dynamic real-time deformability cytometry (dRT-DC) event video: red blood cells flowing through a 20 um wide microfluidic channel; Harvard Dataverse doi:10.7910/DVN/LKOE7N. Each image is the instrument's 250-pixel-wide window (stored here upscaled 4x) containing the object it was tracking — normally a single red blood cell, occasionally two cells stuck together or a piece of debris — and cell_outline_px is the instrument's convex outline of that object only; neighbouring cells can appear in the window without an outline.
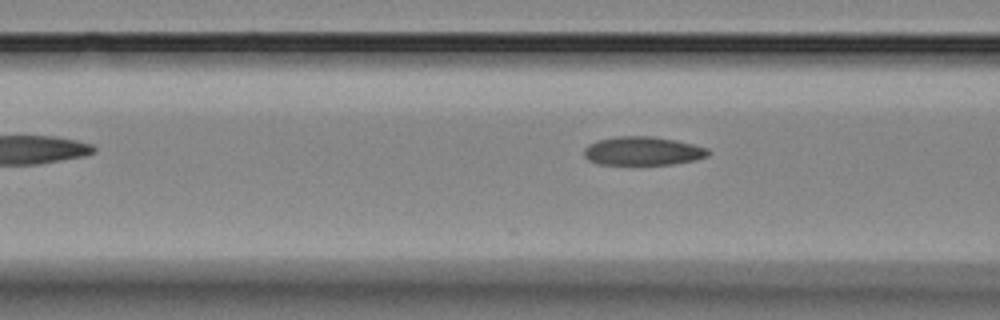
{"species": "Egyptian fruit bat (a non-hibernating species)", "species_latin": "Rousettus aegyptiacus", "temperature_condition": "room temperature", "stored_images_in_passage": 8, "camera_frame_rate_fps": 3000, "um_per_image_px": 0.085, "animal": {"sex": "female"}, "frame": {"image": 1, "passage_image": 7, "time_ms": 7.667, "image_size_px": [1000, 320], "cell_outline_px": [[712, 152], [708, 156], [696, 160], [672, 164], [596, 164], [588, 160], [584, 156], [584, 148], [588, 144], [600, 140], [616, 136], [652, 136], [676, 140], [708, 148]], "centroid_in_image_um": [54.65, 12.83], "position_along_channel_um": 111.9, "area_um2": 20.81}}